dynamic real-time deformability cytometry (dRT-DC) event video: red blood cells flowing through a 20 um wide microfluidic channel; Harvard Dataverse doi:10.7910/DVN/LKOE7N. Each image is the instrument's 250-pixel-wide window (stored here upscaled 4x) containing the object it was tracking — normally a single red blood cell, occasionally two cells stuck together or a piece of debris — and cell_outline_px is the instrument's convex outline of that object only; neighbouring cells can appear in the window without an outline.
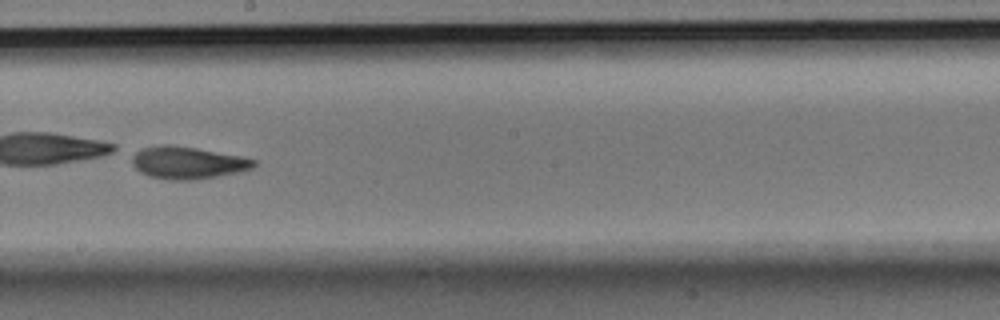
{"species": "Egyptian fruit bat (a non-hibernating species)", "species_latin": "Rousettus aegyptiacus", "temperature_condition": "room temperature", "stored_images_in_passage": 8, "camera_frame_rate_fps": 3000, "um_per_image_px": 0.085, "animal": {"sex": "male"}, "frame": {"image": 1, "passage_image": 8, "time_ms": 2.333, "image_size_px": [1000, 320], "cell_outline_px": [[256, 164], [252, 168], [244, 172], [192, 180], [168, 180], [148, 176], [140, 172], [132, 164], [132, 152], [140, 148], [160, 144], [172, 144], [196, 148], [240, 156], [256, 160]], "centroid_in_image_um": [15.91, 13.83], "position_along_channel_um": 232.3, "area_um2": 23.29}}